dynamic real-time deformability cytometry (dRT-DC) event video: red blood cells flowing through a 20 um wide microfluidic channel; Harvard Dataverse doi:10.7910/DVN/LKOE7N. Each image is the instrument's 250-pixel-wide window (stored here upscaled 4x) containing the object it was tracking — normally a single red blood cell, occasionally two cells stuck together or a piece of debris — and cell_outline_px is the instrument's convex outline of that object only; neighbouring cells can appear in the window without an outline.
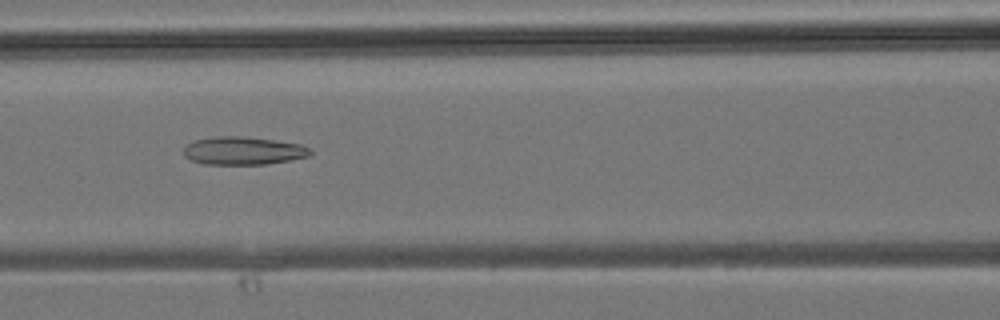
{"species": "common noctule bat (a hibernating species)", "species_latin": "Nyctalus noctula", "temperature_condition": "room temperature", "stored_images_in_passage": 36, "camera_frame_rate_fps": 3000, "um_per_image_px": 0.085, "animal": {"sex": "male", "body_mass_g": 19.2, "forearm_length_mm": 51.8}, "frame": {"image": 1, "passage_image": 16, "time_ms": 5.0, "image_size_px": [1000, 320], "cell_outline_px": [[312, 152], [308, 156], [288, 160], [264, 164], [204, 164], [192, 160], [184, 156], [184, 148], [188, 144], [196, 140], [216, 136], [240, 136], [272, 140], [300, 144], [312, 148]], "centroid_in_image_um": [20.67, 12.81], "position_along_channel_um": 145.9, "area_um2": 20.4}}
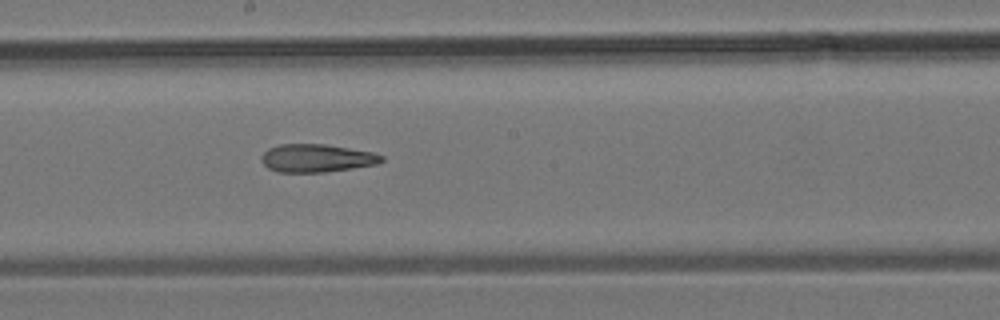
{"frame": {"image": 2, "passage_image": 20, "time_ms": 6.333, "image_size_px": [1000, 320], "cell_outline_px": [[384, 160], [376, 164], [352, 168], [324, 172], [276, 172], [268, 168], [260, 160], [260, 156], [268, 148], [280, 144], [324, 144], [376, 152], [384, 156]], "centroid_in_image_um": [26.91, 13.44], "position_along_channel_um": 221.3, "area_um2": 19.77}}
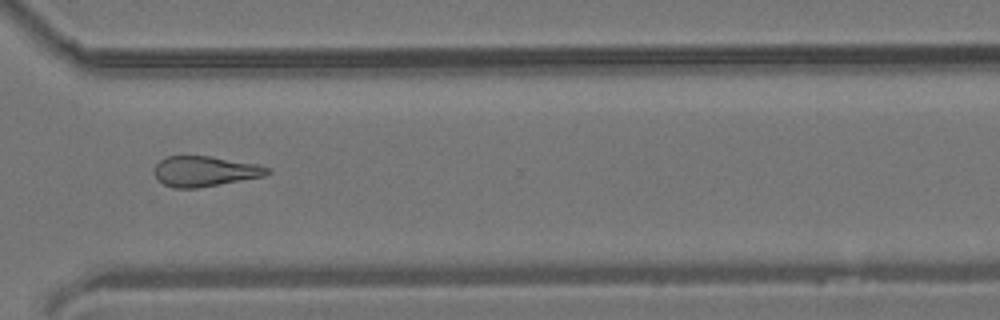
{"frame": {"image": 3, "passage_image": 27, "time_ms": 8.667, "image_size_px": [1000, 320], "cell_outline_px": [[272, 172], [264, 176], [196, 188], [172, 188], [164, 184], [156, 176], [156, 164], [160, 160], [168, 156], [208, 156], [256, 164], [272, 168]], "centroid_in_image_um": [17.44, 14.56], "position_along_channel_um": 353.2, "area_um2": 19.65}}